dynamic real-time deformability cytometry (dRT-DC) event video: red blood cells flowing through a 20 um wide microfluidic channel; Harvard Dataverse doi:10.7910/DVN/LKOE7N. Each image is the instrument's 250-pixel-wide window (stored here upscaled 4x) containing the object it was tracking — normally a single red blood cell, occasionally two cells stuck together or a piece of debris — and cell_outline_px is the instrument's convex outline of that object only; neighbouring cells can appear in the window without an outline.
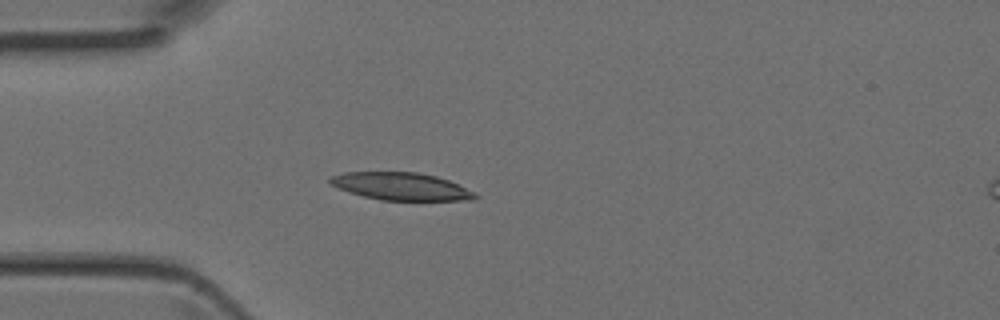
{"species": "Egyptian fruit bat (a non-hibernating species)", "species_latin": "Rousettus aegyptiacus", "temperature_condition": "room temperature", "stored_images_in_passage": 3, "camera_frame_rate_fps": 3000, "um_per_image_px": 0.085, "animal": {"sex": "female"}, "frame": {"image": 1, "passage_image": 3, "time_ms": 0.667, "image_size_px": [1000, 320], "cell_outline_px": [[480, 196], [476, 200], [380, 200], [348, 192], [328, 184], [328, 180], [332, 176], [344, 172], [416, 172], [436, 176], [448, 180], [476, 192]], "centroid_in_image_um": [34.1, 15.84], "position_along_channel_um": 50.9, "area_um2": 23.41}}